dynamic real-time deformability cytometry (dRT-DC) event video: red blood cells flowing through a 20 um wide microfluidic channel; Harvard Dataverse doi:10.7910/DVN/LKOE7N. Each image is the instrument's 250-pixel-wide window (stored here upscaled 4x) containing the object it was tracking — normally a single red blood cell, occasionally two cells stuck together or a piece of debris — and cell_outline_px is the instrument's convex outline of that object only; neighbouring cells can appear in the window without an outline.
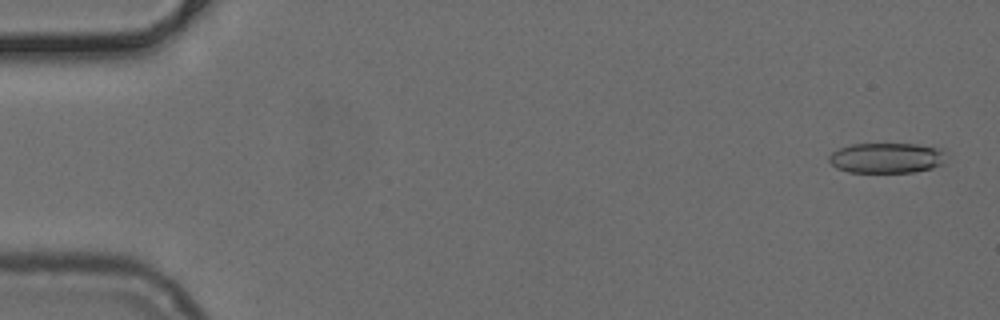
{"species": "common noctule bat (a hibernating species)", "species_latin": "Nyctalus noctula", "temperature_condition": "cold", "stored_images_in_passage": 26, "camera_frame_rate_fps": 3000, "um_per_image_px": 0.085, "animal": {"sex": "female", "body_mass_g": 24.6, "forearm_length_mm": 56.2}, "frame": {"image": 1, "passage_image": 2, "time_ms": 0.333, "image_size_px": [1000, 320], "cell_outline_px": [[948, 152], [944, 164], [932, 168], [912, 172], [848, 172], [836, 168], [828, 160], [828, 156], [832, 152], [840, 148], [852, 144], [916, 144], [936, 148]], "centroid_in_image_um": [75.38, 13.43], "position_along_channel_um": 9.6, "area_um2": 20.81}}
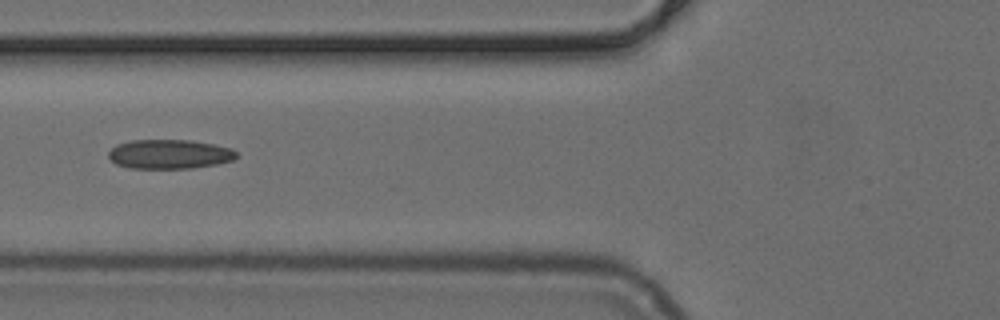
{"frame": {"image": 2, "passage_image": 20, "time_ms": 6.333, "image_size_px": [1000, 320], "cell_outline_px": [[240, 156], [232, 160], [216, 164], [192, 168], [128, 168], [116, 164], [108, 156], [108, 152], [116, 144], [132, 140], [192, 140], [232, 148]], "centroid_in_image_um": [14.41, 13.1], "position_along_channel_um": 111.4, "area_um2": 21.91}}
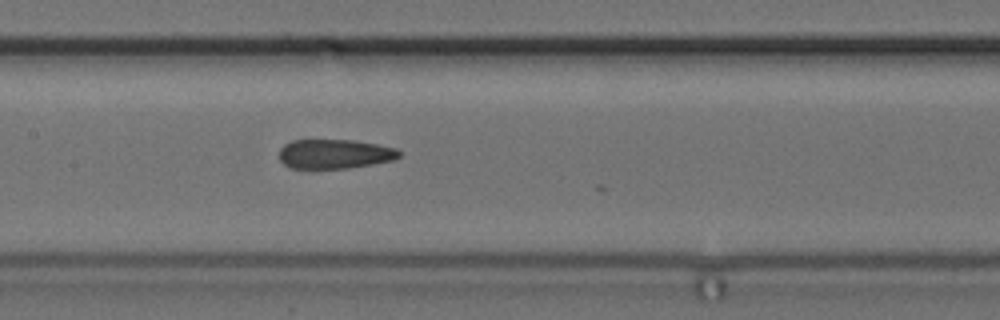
{"frame": {"image": 3, "passage_image": 25, "time_ms": 8.0, "image_size_px": [1000, 320], "cell_outline_px": [[400, 156], [396, 160], [348, 168], [292, 168], [284, 164], [280, 160], [280, 148], [284, 144], [292, 140], [352, 140], [376, 144], [396, 148], [400, 152]], "centroid_in_image_um": [28.46, 13.08], "position_along_channel_um": 178.9, "area_um2": 20.52}}